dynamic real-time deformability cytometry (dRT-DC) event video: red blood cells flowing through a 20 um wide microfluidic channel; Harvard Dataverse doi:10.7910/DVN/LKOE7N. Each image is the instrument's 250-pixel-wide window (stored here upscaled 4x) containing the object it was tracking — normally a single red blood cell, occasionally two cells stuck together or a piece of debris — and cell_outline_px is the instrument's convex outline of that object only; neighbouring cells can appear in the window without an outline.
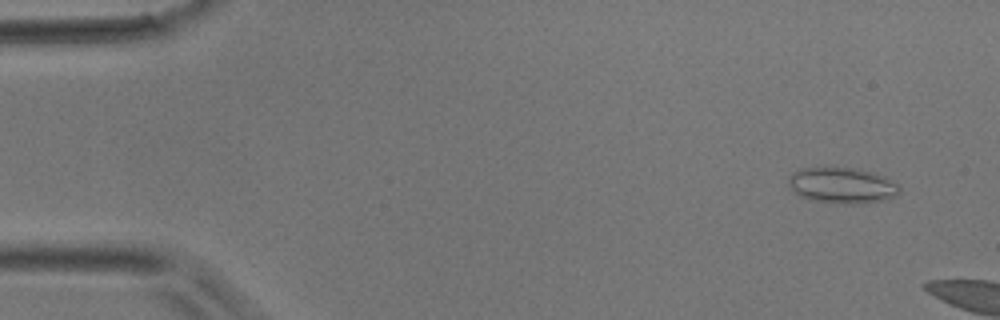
{"species": "common noctule bat (a hibernating species)", "species_latin": "Nyctalus noctula", "temperature_condition": "room temperature", "stored_images_in_passage": 2, "camera_frame_rate_fps": 3000, "um_per_image_px": 0.085, "animal": {"sex": "male", "body_mass_g": 17.9}, "frame": {"image": 1, "passage_image": 1, "time_ms": 0.0, "image_size_px": [1000, 320], "cell_outline_px": [[900, 192], [896, 196], [884, 200], [856, 204], [844, 204], [812, 200], [800, 196], [788, 184], [788, 176], [792, 172], [800, 168], [856, 168], [876, 172], [884, 176], [896, 184], [900, 188]], "centroid_in_image_um": [71.59, 15.75], "position_along_channel_um": 13.4, "area_um2": 23.24}}